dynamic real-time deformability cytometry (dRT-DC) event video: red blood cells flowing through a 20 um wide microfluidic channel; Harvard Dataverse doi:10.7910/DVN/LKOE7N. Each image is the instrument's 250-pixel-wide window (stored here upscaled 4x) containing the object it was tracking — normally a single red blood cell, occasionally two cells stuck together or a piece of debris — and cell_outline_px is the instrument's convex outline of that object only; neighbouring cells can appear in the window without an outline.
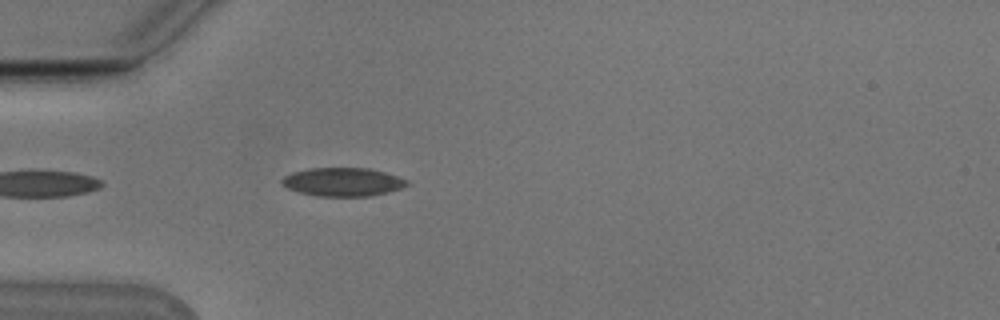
{"species": "Egyptian fruit bat (a non-hibernating species)", "species_latin": "Rousettus aegyptiacus", "temperature_condition": "cold", "stored_images_in_passage": 41, "camera_frame_rate_fps": 3000, "um_per_image_px": 0.085, "animal": {"sex": "male"}, "frame": {"image": 1, "passage_image": 3, "time_ms": 0.667, "image_size_px": [1000, 320], "cell_outline_px": [[408, 184], [400, 188], [388, 192], [372, 196], [316, 196], [300, 192], [288, 188], [280, 184], [280, 180], [284, 176], [292, 172], [308, 168], [368, 168], [384, 172], [408, 180]], "centroid_in_image_um": [29.1, 15.46], "position_along_channel_um": 55.9, "area_um2": 20.75}}
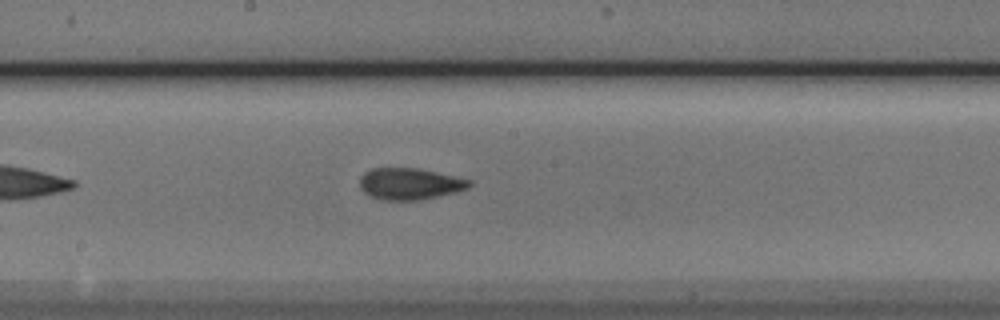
{"frame": {"image": 2, "passage_image": 16, "time_ms": 5.0, "image_size_px": [1000, 320], "cell_outline_px": [[472, 184], [468, 188], [456, 192], [420, 200], [380, 200], [368, 196], [360, 188], [360, 176], [364, 172], [372, 168], [416, 168], [436, 172], [472, 180]], "centroid_in_image_um": [34.8, 15.63], "position_along_channel_um": 213.4, "area_um2": 20.29}}
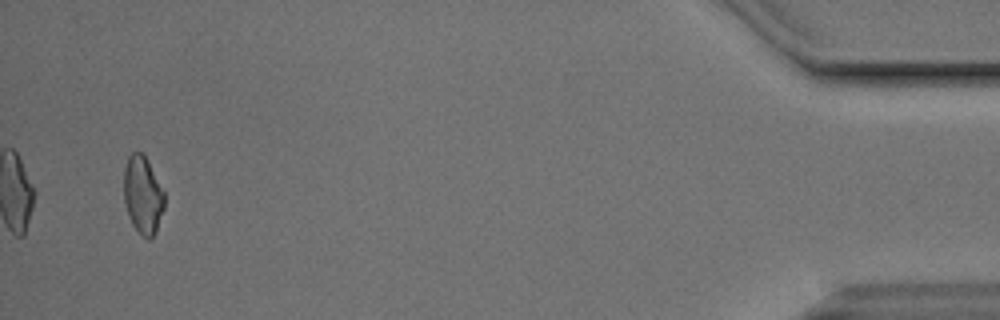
{"frame": {"image": 3, "passage_image": 39, "time_ms": 12.667, "image_size_px": [1000, 320], "cell_outline_px": [[164, 208], [156, 232], [148, 240], [140, 236], [132, 224], [128, 216], [124, 200], [124, 168], [128, 156], [132, 152], [144, 152], [164, 192]], "centroid_in_image_um": [12.13, 16.58], "position_along_channel_um": 423.1, "area_um2": 18.61}, "authors_computed_cell_mechanics": {"area_um2": 19.941, "velocity_mm_per_s": 3.7923, "shape_relaxation_time_tau1_ms": 2.7465, "shape_relaxation_time_tau2_ms": 2.1527, "deformation_change_tau1": 0.0814, "deformation_change_tau2": 0.0772}}